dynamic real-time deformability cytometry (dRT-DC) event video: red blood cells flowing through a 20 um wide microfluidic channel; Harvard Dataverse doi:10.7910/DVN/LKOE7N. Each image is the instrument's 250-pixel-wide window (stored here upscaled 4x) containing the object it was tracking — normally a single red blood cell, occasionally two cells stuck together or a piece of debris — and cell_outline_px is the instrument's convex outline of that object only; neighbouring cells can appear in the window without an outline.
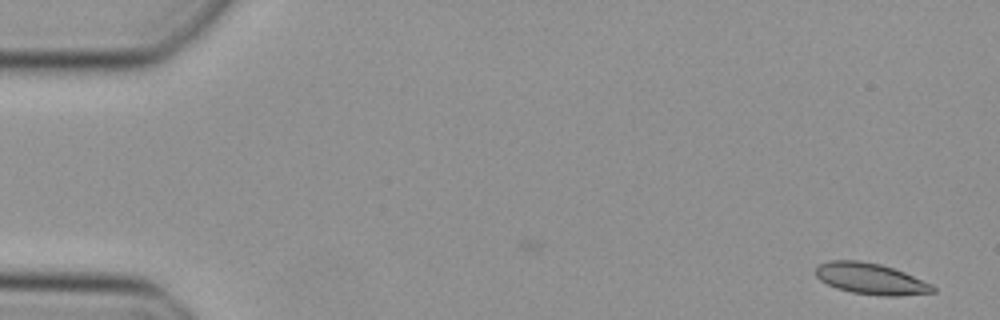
{"species": "Egyptian fruit bat (a non-hibernating species)", "species_latin": "Rousettus aegyptiacus", "temperature_condition": "cold", "stored_images_in_passage": 7, "camera_frame_rate_fps": 3000, "um_per_image_px": 0.085, "animal": {"sex": "female"}, "frame": {"image": 1, "passage_image": 1, "time_ms": 0.0, "image_size_px": [1000, 320], "cell_outline_px": [[936, 292], [900, 296], [884, 296], [852, 292], [836, 288], [820, 280], [816, 276], [816, 268], [820, 264], [828, 260], [860, 260], [880, 264], [904, 272], [932, 284], [936, 288]], "centroid_in_image_um": [74.03, 23.69], "position_along_channel_um": 11.0, "area_um2": 21.27}}